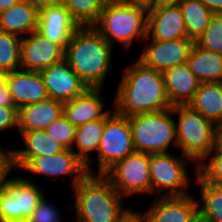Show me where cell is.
Returning <instances> with one entry per match:
<instances>
[{
    "label": "cell",
    "mask_w": 222,
    "mask_h": 222,
    "mask_svg": "<svg viewBox=\"0 0 222 222\" xmlns=\"http://www.w3.org/2000/svg\"><path fill=\"white\" fill-rule=\"evenodd\" d=\"M119 85L114 110L121 116L130 117L172 108L162 72L145 66L138 59L131 67L125 68Z\"/></svg>",
    "instance_id": "1"
},
{
    "label": "cell",
    "mask_w": 222,
    "mask_h": 222,
    "mask_svg": "<svg viewBox=\"0 0 222 222\" xmlns=\"http://www.w3.org/2000/svg\"><path fill=\"white\" fill-rule=\"evenodd\" d=\"M112 48L93 26H80L65 49L64 59L88 88H102Z\"/></svg>",
    "instance_id": "2"
},
{
    "label": "cell",
    "mask_w": 222,
    "mask_h": 222,
    "mask_svg": "<svg viewBox=\"0 0 222 222\" xmlns=\"http://www.w3.org/2000/svg\"><path fill=\"white\" fill-rule=\"evenodd\" d=\"M76 222H120L132 210L104 174H86L73 188Z\"/></svg>",
    "instance_id": "3"
},
{
    "label": "cell",
    "mask_w": 222,
    "mask_h": 222,
    "mask_svg": "<svg viewBox=\"0 0 222 222\" xmlns=\"http://www.w3.org/2000/svg\"><path fill=\"white\" fill-rule=\"evenodd\" d=\"M148 7L129 2L105 3L93 27L113 46L114 41L129 48L135 38L147 37Z\"/></svg>",
    "instance_id": "4"
},
{
    "label": "cell",
    "mask_w": 222,
    "mask_h": 222,
    "mask_svg": "<svg viewBox=\"0 0 222 222\" xmlns=\"http://www.w3.org/2000/svg\"><path fill=\"white\" fill-rule=\"evenodd\" d=\"M173 114L179 115L176 122L177 147L186 160L200 164L215 148V124L188 105L173 106Z\"/></svg>",
    "instance_id": "5"
},
{
    "label": "cell",
    "mask_w": 222,
    "mask_h": 222,
    "mask_svg": "<svg viewBox=\"0 0 222 222\" xmlns=\"http://www.w3.org/2000/svg\"><path fill=\"white\" fill-rule=\"evenodd\" d=\"M172 108L128 117L134 148L137 152L168 153L173 143L177 147L176 121Z\"/></svg>",
    "instance_id": "6"
},
{
    "label": "cell",
    "mask_w": 222,
    "mask_h": 222,
    "mask_svg": "<svg viewBox=\"0 0 222 222\" xmlns=\"http://www.w3.org/2000/svg\"><path fill=\"white\" fill-rule=\"evenodd\" d=\"M128 117L115 111L105 115V124L97 150L98 174H105L117 162L135 152Z\"/></svg>",
    "instance_id": "7"
},
{
    "label": "cell",
    "mask_w": 222,
    "mask_h": 222,
    "mask_svg": "<svg viewBox=\"0 0 222 222\" xmlns=\"http://www.w3.org/2000/svg\"><path fill=\"white\" fill-rule=\"evenodd\" d=\"M33 181L9 178L0 186V222H27L44 196Z\"/></svg>",
    "instance_id": "8"
},
{
    "label": "cell",
    "mask_w": 222,
    "mask_h": 222,
    "mask_svg": "<svg viewBox=\"0 0 222 222\" xmlns=\"http://www.w3.org/2000/svg\"><path fill=\"white\" fill-rule=\"evenodd\" d=\"M122 196L151 194L150 154L133 152L104 174Z\"/></svg>",
    "instance_id": "9"
},
{
    "label": "cell",
    "mask_w": 222,
    "mask_h": 222,
    "mask_svg": "<svg viewBox=\"0 0 222 222\" xmlns=\"http://www.w3.org/2000/svg\"><path fill=\"white\" fill-rule=\"evenodd\" d=\"M186 163L183 158H177L168 153L150 154L151 193H161L160 196H186L190 184ZM168 189V190H167Z\"/></svg>",
    "instance_id": "10"
},
{
    "label": "cell",
    "mask_w": 222,
    "mask_h": 222,
    "mask_svg": "<svg viewBox=\"0 0 222 222\" xmlns=\"http://www.w3.org/2000/svg\"><path fill=\"white\" fill-rule=\"evenodd\" d=\"M149 37L159 41L188 38L184 17L177 3L159 1L148 8L145 40H149Z\"/></svg>",
    "instance_id": "11"
},
{
    "label": "cell",
    "mask_w": 222,
    "mask_h": 222,
    "mask_svg": "<svg viewBox=\"0 0 222 222\" xmlns=\"http://www.w3.org/2000/svg\"><path fill=\"white\" fill-rule=\"evenodd\" d=\"M65 50L57 43L44 38L38 31L21 39V69L37 71L64 59Z\"/></svg>",
    "instance_id": "12"
},
{
    "label": "cell",
    "mask_w": 222,
    "mask_h": 222,
    "mask_svg": "<svg viewBox=\"0 0 222 222\" xmlns=\"http://www.w3.org/2000/svg\"><path fill=\"white\" fill-rule=\"evenodd\" d=\"M150 40V45L148 48H144L138 60L145 66L160 72L187 63L190 49L194 44L190 38L170 41Z\"/></svg>",
    "instance_id": "13"
},
{
    "label": "cell",
    "mask_w": 222,
    "mask_h": 222,
    "mask_svg": "<svg viewBox=\"0 0 222 222\" xmlns=\"http://www.w3.org/2000/svg\"><path fill=\"white\" fill-rule=\"evenodd\" d=\"M49 98L62 103L73 100L88 87L65 59L40 71Z\"/></svg>",
    "instance_id": "14"
},
{
    "label": "cell",
    "mask_w": 222,
    "mask_h": 222,
    "mask_svg": "<svg viewBox=\"0 0 222 222\" xmlns=\"http://www.w3.org/2000/svg\"><path fill=\"white\" fill-rule=\"evenodd\" d=\"M4 80L17 109L49 99L40 72L19 69L4 74Z\"/></svg>",
    "instance_id": "15"
},
{
    "label": "cell",
    "mask_w": 222,
    "mask_h": 222,
    "mask_svg": "<svg viewBox=\"0 0 222 222\" xmlns=\"http://www.w3.org/2000/svg\"><path fill=\"white\" fill-rule=\"evenodd\" d=\"M79 27V24L72 18L70 11L62 3L58 6H47L39 9L37 31L44 38L59 44L64 50Z\"/></svg>",
    "instance_id": "16"
},
{
    "label": "cell",
    "mask_w": 222,
    "mask_h": 222,
    "mask_svg": "<svg viewBox=\"0 0 222 222\" xmlns=\"http://www.w3.org/2000/svg\"><path fill=\"white\" fill-rule=\"evenodd\" d=\"M23 170L33 174H45L49 176L74 174L71 180L72 189L88 174L86 165L77 157L72 149H65L51 156L33 158Z\"/></svg>",
    "instance_id": "17"
},
{
    "label": "cell",
    "mask_w": 222,
    "mask_h": 222,
    "mask_svg": "<svg viewBox=\"0 0 222 222\" xmlns=\"http://www.w3.org/2000/svg\"><path fill=\"white\" fill-rule=\"evenodd\" d=\"M192 196H160L143 214L146 222H190L199 213Z\"/></svg>",
    "instance_id": "18"
},
{
    "label": "cell",
    "mask_w": 222,
    "mask_h": 222,
    "mask_svg": "<svg viewBox=\"0 0 222 222\" xmlns=\"http://www.w3.org/2000/svg\"><path fill=\"white\" fill-rule=\"evenodd\" d=\"M101 88H88L73 100L64 103L63 115L76 127L102 119L108 112L103 111L104 100Z\"/></svg>",
    "instance_id": "19"
},
{
    "label": "cell",
    "mask_w": 222,
    "mask_h": 222,
    "mask_svg": "<svg viewBox=\"0 0 222 222\" xmlns=\"http://www.w3.org/2000/svg\"><path fill=\"white\" fill-rule=\"evenodd\" d=\"M162 74L171 106L188 105L201 82L190 71L187 63L168 68Z\"/></svg>",
    "instance_id": "20"
},
{
    "label": "cell",
    "mask_w": 222,
    "mask_h": 222,
    "mask_svg": "<svg viewBox=\"0 0 222 222\" xmlns=\"http://www.w3.org/2000/svg\"><path fill=\"white\" fill-rule=\"evenodd\" d=\"M64 103L47 99L18 109L19 132L45 130L52 122L63 115Z\"/></svg>",
    "instance_id": "21"
},
{
    "label": "cell",
    "mask_w": 222,
    "mask_h": 222,
    "mask_svg": "<svg viewBox=\"0 0 222 222\" xmlns=\"http://www.w3.org/2000/svg\"><path fill=\"white\" fill-rule=\"evenodd\" d=\"M19 133L24 141L25 149L13 150L16 169H23L33 158L51 156L66 149L45 130Z\"/></svg>",
    "instance_id": "22"
},
{
    "label": "cell",
    "mask_w": 222,
    "mask_h": 222,
    "mask_svg": "<svg viewBox=\"0 0 222 222\" xmlns=\"http://www.w3.org/2000/svg\"><path fill=\"white\" fill-rule=\"evenodd\" d=\"M38 21L39 9L26 0L0 12V30L20 37L37 31Z\"/></svg>",
    "instance_id": "23"
},
{
    "label": "cell",
    "mask_w": 222,
    "mask_h": 222,
    "mask_svg": "<svg viewBox=\"0 0 222 222\" xmlns=\"http://www.w3.org/2000/svg\"><path fill=\"white\" fill-rule=\"evenodd\" d=\"M187 65L201 83L222 82V54L192 45Z\"/></svg>",
    "instance_id": "24"
},
{
    "label": "cell",
    "mask_w": 222,
    "mask_h": 222,
    "mask_svg": "<svg viewBox=\"0 0 222 222\" xmlns=\"http://www.w3.org/2000/svg\"><path fill=\"white\" fill-rule=\"evenodd\" d=\"M188 106L217 124L222 121V82L200 83Z\"/></svg>",
    "instance_id": "25"
},
{
    "label": "cell",
    "mask_w": 222,
    "mask_h": 222,
    "mask_svg": "<svg viewBox=\"0 0 222 222\" xmlns=\"http://www.w3.org/2000/svg\"><path fill=\"white\" fill-rule=\"evenodd\" d=\"M105 124V116L100 120H95L92 122L85 123L79 127H76V134L73 144H76L78 149L74 153L77 157L86 165L87 172L94 174V169L92 170L90 166L93 164V160L89 158V152L93 150H98L101 136L103 133Z\"/></svg>",
    "instance_id": "26"
},
{
    "label": "cell",
    "mask_w": 222,
    "mask_h": 222,
    "mask_svg": "<svg viewBox=\"0 0 222 222\" xmlns=\"http://www.w3.org/2000/svg\"><path fill=\"white\" fill-rule=\"evenodd\" d=\"M180 6L188 38L196 41L207 29L214 14L201 0H182Z\"/></svg>",
    "instance_id": "27"
},
{
    "label": "cell",
    "mask_w": 222,
    "mask_h": 222,
    "mask_svg": "<svg viewBox=\"0 0 222 222\" xmlns=\"http://www.w3.org/2000/svg\"><path fill=\"white\" fill-rule=\"evenodd\" d=\"M196 183L200 186L202 206L198 213L206 222H222V185L205 182L196 170ZM201 206V207H200Z\"/></svg>",
    "instance_id": "28"
},
{
    "label": "cell",
    "mask_w": 222,
    "mask_h": 222,
    "mask_svg": "<svg viewBox=\"0 0 222 222\" xmlns=\"http://www.w3.org/2000/svg\"><path fill=\"white\" fill-rule=\"evenodd\" d=\"M22 37L0 30V72L3 74L21 69Z\"/></svg>",
    "instance_id": "29"
},
{
    "label": "cell",
    "mask_w": 222,
    "mask_h": 222,
    "mask_svg": "<svg viewBox=\"0 0 222 222\" xmlns=\"http://www.w3.org/2000/svg\"><path fill=\"white\" fill-rule=\"evenodd\" d=\"M104 0H62L79 26H93L105 6Z\"/></svg>",
    "instance_id": "30"
},
{
    "label": "cell",
    "mask_w": 222,
    "mask_h": 222,
    "mask_svg": "<svg viewBox=\"0 0 222 222\" xmlns=\"http://www.w3.org/2000/svg\"><path fill=\"white\" fill-rule=\"evenodd\" d=\"M199 47L222 54V14L214 13L206 31L194 41Z\"/></svg>",
    "instance_id": "31"
},
{
    "label": "cell",
    "mask_w": 222,
    "mask_h": 222,
    "mask_svg": "<svg viewBox=\"0 0 222 222\" xmlns=\"http://www.w3.org/2000/svg\"><path fill=\"white\" fill-rule=\"evenodd\" d=\"M211 153L203 159L206 161L209 158L208 163L201 161V164H196L195 169H197V174L205 182L222 185V150L214 149Z\"/></svg>",
    "instance_id": "32"
},
{
    "label": "cell",
    "mask_w": 222,
    "mask_h": 222,
    "mask_svg": "<svg viewBox=\"0 0 222 222\" xmlns=\"http://www.w3.org/2000/svg\"><path fill=\"white\" fill-rule=\"evenodd\" d=\"M45 131L66 149L76 151L72 146L76 134V126L73 125L64 115H61L52 122Z\"/></svg>",
    "instance_id": "33"
},
{
    "label": "cell",
    "mask_w": 222,
    "mask_h": 222,
    "mask_svg": "<svg viewBox=\"0 0 222 222\" xmlns=\"http://www.w3.org/2000/svg\"><path fill=\"white\" fill-rule=\"evenodd\" d=\"M60 215L56 206L47 202L43 196L27 222H61Z\"/></svg>",
    "instance_id": "34"
},
{
    "label": "cell",
    "mask_w": 222,
    "mask_h": 222,
    "mask_svg": "<svg viewBox=\"0 0 222 222\" xmlns=\"http://www.w3.org/2000/svg\"><path fill=\"white\" fill-rule=\"evenodd\" d=\"M18 128V109L16 107H0V130Z\"/></svg>",
    "instance_id": "35"
},
{
    "label": "cell",
    "mask_w": 222,
    "mask_h": 222,
    "mask_svg": "<svg viewBox=\"0 0 222 222\" xmlns=\"http://www.w3.org/2000/svg\"><path fill=\"white\" fill-rule=\"evenodd\" d=\"M14 168V154L13 150L4 152L0 148V186H2L8 179L9 171Z\"/></svg>",
    "instance_id": "36"
},
{
    "label": "cell",
    "mask_w": 222,
    "mask_h": 222,
    "mask_svg": "<svg viewBox=\"0 0 222 222\" xmlns=\"http://www.w3.org/2000/svg\"><path fill=\"white\" fill-rule=\"evenodd\" d=\"M0 107H16L9 93L5 80L4 74L0 72Z\"/></svg>",
    "instance_id": "37"
},
{
    "label": "cell",
    "mask_w": 222,
    "mask_h": 222,
    "mask_svg": "<svg viewBox=\"0 0 222 222\" xmlns=\"http://www.w3.org/2000/svg\"><path fill=\"white\" fill-rule=\"evenodd\" d=\"M30 2L33 6H36L38 9L47 6H58L62 3V0H26Z\"/></svg>",
    "instance_id": "38"
},
{
    "label": "cell",
    "mask_w": 222,
    "mask_h": 222,
    "mask_svg": "<svg viewBox=\"0 0 222 222\" xmlns=\"http://www.w3.org/2000/svg\"><path fill=\"white\" fill-rule=\"evenodd\" d=\"M213 13L222 14V0H201Z\"/></svg>",
    "instance_id": "39"
},
{
    "label": "cell",
    "mask_w": 222,
    "mask_h": 222,
    "mask_svg": "<svg viewBox=\"0 0 222 222\" xmlns=\"http://www.w3.org/2000/svg\"><path fill=\"white\" fill-rule=\"evenodd\" d=\"M120 222H146L144 215L131 211Z\"/></svg>",
    "instance_id": "40"
},
{
    "label": "cell",
    "mask_w": 222,
    "mask_h": 222,
    "mask_svg": "<svg viewBox=\"0 0 222 222\" xmlns=\"http://www.w3.org/2000/svg\"><path fill=\"white\" fill-rule=\"evenodd\" d=\"M222 150V121L215 125V148Z\"/></svg>",
    "instance_id": "41"
},
{
    "label": "cell",
    "mask_w": 222,
    "mask_h": 222,
    "mask_svg": "<svg viewBox=\"0 0 222 222\" xmlns=\"http://www.w3.org/2000/svg\"><path fill=\"white\" fill-rule=\"evenodd\" d=\"M21 0H0V12L10 9Z\"/></svg>",
    "instance_id": "42"
},
{
    "label": "cell",
    "mask_w": 222,
    "mask_h": 222,
    "mask_svg": "<svg viewBox=\"0 0 222 222\" xmlns=\"http://www.w3.org/2000/svg\"><path fill=\"white\" fill-rule=\"evenodd\" d=\"M157 2H159V0H129V3L144 5L148 8L153 6Z\"/></svg>",
    "instance_id": "43"
},
{
    "label": "cell",
    "mask_w": 222,
    "mask_h": 222,
    "mask_svg": "<svg viewBox=\"0 0 222 222\" xmlns=\"http://www.w3.org/2000/svg\"><path fill=\"white\" fill-rule=\"evenodd\" d=\"M190 222H206L199 214Z\"/></svg>",
    "instance_id": "44"
},
{
    "label": "cell",
    "mask_w": 222,
    "mask_h": 222,
    "mask_svg": "<svg viewBox=\"0 0 222 222\" xmlns=\"http://www.w3.org/2000/svg\"><path fill=\"white\" fill-rule=\"evenodd\" d=\"M161 2H166V3H178L179 1H182V0H159Z\"/></svg>",
    "instance_id": "45"
},
{
    "label": "cell",
    "mask_w": 222,
    "mask_h": 222,
    "mask_svg": "<svg viewBox=\"0 0 222 222\" xmlns=\"http://www.w3.org/2000/svg\"><path fill=\"white\" fill-rule=\"evenodd\" d=\"M106 3L109 2H129V0H104Z\"/></svg>",
    "instance_id": "46"
}]
</instances>
